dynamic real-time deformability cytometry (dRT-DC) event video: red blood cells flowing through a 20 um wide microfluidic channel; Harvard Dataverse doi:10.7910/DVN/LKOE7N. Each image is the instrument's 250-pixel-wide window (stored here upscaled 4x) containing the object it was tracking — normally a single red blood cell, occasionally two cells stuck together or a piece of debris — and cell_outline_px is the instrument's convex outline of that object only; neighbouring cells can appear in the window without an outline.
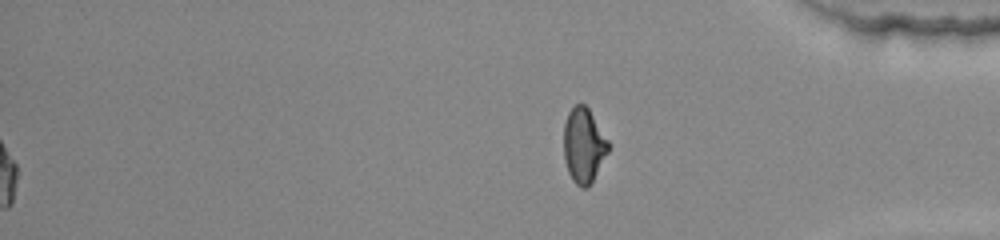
{"species": "common noctule bat (a hibernating species)", "species_latin": "Nyctalus noctula", "temperature_condition": "warm", "stored_images_in_passage": 49, "segment_of_instrument_passage": [2, 2], "camera_frame_rate_fps": 3000, "um_per_image_px": 0.085, "animal": {"sex": "female", "body_mass_g": 22.0, "forearm_length_mm": 56.7}, "frame": {"image": 1, "passage_image": 49, "time_ms": 16.0, "image_size_px": [1000, 240], "cell_outline_px": [[608, 152], [588, 188], [580, 188], [572, 180], [568, 172], [564, 160], [564, 124], [568, 112], [576, 104], [584, 104], [588, 108], [608, 140]], "centroid_in_image_um": [49.59, 12.38], "position_along_channel_um": 385.6, "area_um2": 19.31}}